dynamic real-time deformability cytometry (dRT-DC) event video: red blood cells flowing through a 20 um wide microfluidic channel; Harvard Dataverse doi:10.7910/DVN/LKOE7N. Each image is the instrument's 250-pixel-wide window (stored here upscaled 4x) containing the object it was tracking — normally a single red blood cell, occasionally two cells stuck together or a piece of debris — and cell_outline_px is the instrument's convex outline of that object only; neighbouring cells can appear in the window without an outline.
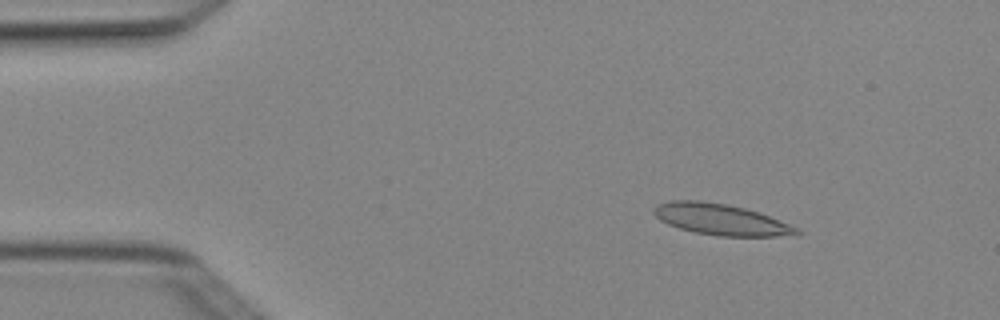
{"species": "Egyptian fruit bat (a non-hibernating species)", "species_latin": "Rousettus aegyptiacus", "temperature_condition": "cold", "stored_images_in_passage": 5, "camera_frame_rate_fps": 3000, "um_per_image_px": 0.085, "animal": {"sex": "female"}, "frame": {"image": 1, "passage_image": 3, "time_ms": 0.667, "image_size_px": [1000, 320], "cell_outline_px": [[804, 232], [796, 236], [720, 236], [696, 232], [680, 228], [668, 224], [660, 220], [652, 212], [652, 208], [656, 204], [668, 200], [700, 200], [724, 204], [744, 208], [768, 216], [800, 228]], "centroid_in_image_um": [61.28, 18.66], "position_along_channel_um": 23.7, "area_um2": 25.95}}